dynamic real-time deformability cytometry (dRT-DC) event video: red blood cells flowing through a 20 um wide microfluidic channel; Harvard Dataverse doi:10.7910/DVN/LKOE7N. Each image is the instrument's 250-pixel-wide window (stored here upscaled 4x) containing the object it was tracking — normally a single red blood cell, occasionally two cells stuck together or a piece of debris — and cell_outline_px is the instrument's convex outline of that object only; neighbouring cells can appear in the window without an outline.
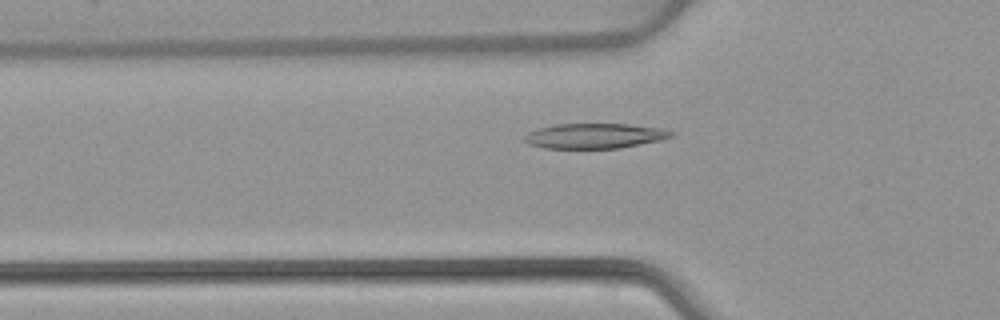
{"species": "common noctule bat (a hibernating species)", "species_latin": "Nyctalus noctula", "temperature_condition": "warm", "stored_images_in_passage": 52, "camera_frame_rate_fps": 3000, "um_per_image_px": 0.085, "animal": {"sex": "female", "body_mass_g": 22.7, "forearm_length_mm": 54.2}, "frame": {"image": 1, "passage_image": 17, "time_ms": 5.333, "image_size_px": [1000, 320], "cell_outline_px": [[676, 132], [672, 136], [660, 140], [620, 148], [544, 148], [528, 144], [524, 140], [524, 136], [528, 132], [540, 128], [556, 124], [628, 124], [664, 128]], "centroid_in_image_um": [50.57, 11.55], "position_along_channel_um": 75.2, "area_um2": 21.44}}
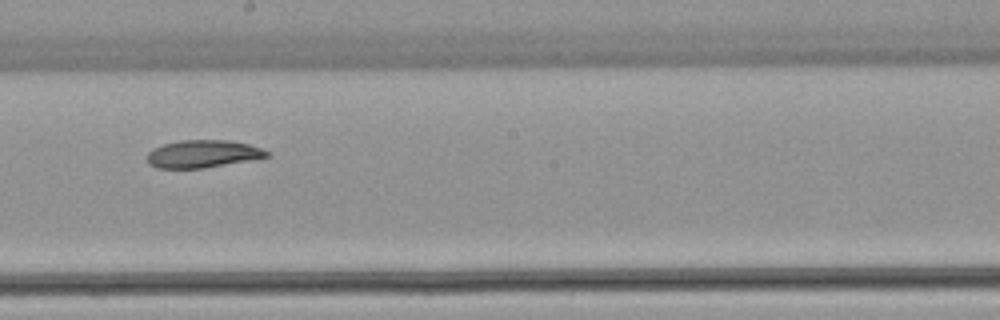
{"frame": {"image": 2, "passage_image": 29, "time_ms": 9.333, "image_size_px": [1000, 320], "cell_outline_px": [[272, 156], [204, 168], [156, 168], [148, 164], [148, 152], [152, 148], [164, 144], [180, 140], [228, 140], [248, 144], [260, 148], [268, 152]], "centroid_in_image_um": [17.22, 13.08], "position_along_channel_um": 231.0, "area_um2": 19.19}}
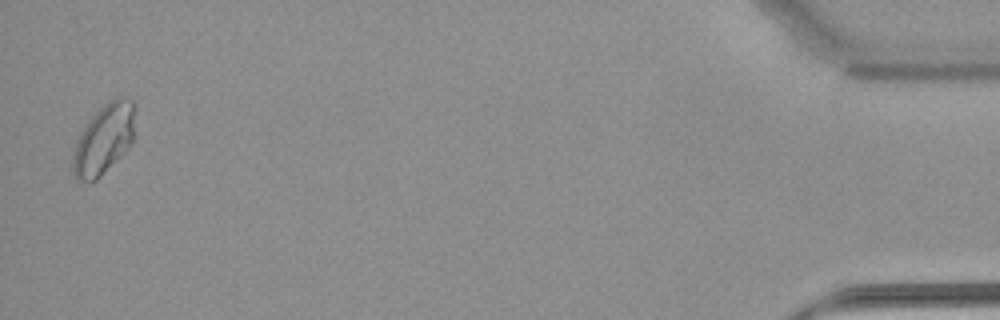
{"frame": {"image": 3, "passage_image": 51, "time_ms": 16.667, "image_size_px": [1000, 320], "cell_outline_px": [[136, 108], [132, 144], [96, 180], [88, 184], [76, 180], [72, 172], [72, 156], [76, 140], [84, 124], [104, 104], [116, 96], [124, 96], [132, 100], [136, 104]], "centroid_in_image_um": [8.82, 11.82], "position_along_channel_um": 426.4, "area_um2": 25.95}, "authors_computed_cell_mechanics": {"area_um2": 21.0392, "velocity_mm_per_s": 3.8868, "shape_relaxation_time_tau1_ms": 11.0759, "shape_relaxation_time_tau2_ms": null, "deformation_change_tau1": 0.226, "deformation_change_tau2": null}}